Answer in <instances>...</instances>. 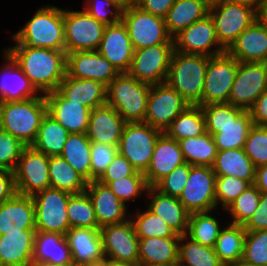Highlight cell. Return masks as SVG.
<instances>
[{"label":"cell","instance_id":"1f68e13d","mask_svg":"<svg viewBox=\"0 0 267 266\" xmlns=\"http://www.w3.org/2000/svg\"><path fill=\"white\" fill-rule=\"evenodd\" d=\"M57 90L66 99L82 103L91 110L106 104L107 87L92 79H78L65 75Z\"/></svg>","mask_w":267,"mask_h":266},{"label":"cell","instance_id":"836d02e7","mask_svg":"<svg viewBox=\"0 0 267 266\" xmlns=\"http://www.w3.org/2000/svg\"><path fill=\"white\" fill-rule=\"evenodd\" d=\"M33 261L60 266H73L66 237L59 233L36 231Z\"/></svg>","mask_w":267,"mask_h":266},{"label":"cell","instance_id":"ba28073f","mask_svg":"<svg viewBox=\"0 0 267 266\" xmlns=\"http://www.w3.org/2000/svg\"><path fill=\"white\" fill-rule=\"evenodd\" d=\"M122 23L127 28L134 50L157 44H174L165 19L143 11L136 4L123 11Z\"/></svg>","mask_w":267,"mask_h":266},{"label":"cell","instance_id":"74e56055","mask_svg":"<svg viewBox=\"0 0 267 266\" xmlns=\"http://www.w3.org/2000/svg\"><path fill=\"white\" fill-rule=\"evenodd\" d=\"M91 141L86 133L68 135L62 154L64 158L87 182H91Z\"/></svg>","mask_w":267,"mask_h":266},{"label":"cell","instance_id":"44dd1931","mask_svg":"<svg viewBox=\"0 0 267 266\" xmlns=\"http://www.w3.org/2000/svg\"><path fill=\"white\" fill-rule=\"evenodd\" d=\"M97 51L119 73H127L133 59L134 48L126 26L122 22L106 26Z\"/></svg>","mask_w":267,"mask_h":266},{"label":"cell","instance_id":"5bb4252c","mask_svg":"<svg viewBox=\"0 0 267 266\" xmlns=\"http://www.w3.org/2000/svg\"><path fill=\"white\" fill-rule=\"evenodd\" d=\"M16 192L34 196L51 187L49 178V156L26 146L14 170Z\"/></svg>","mask_w":267,"mask_h":266},{"label":"cell","instance_id":"6da1fadb","mask_svg":"<svg viewBox=\"0 0 267 266\" xmlns=\"http://www.w3.org/2000/svg\"><path fill=\"white\" fill-rule=\"evenodd\" d=\"M3 50L41 94L56 91L66 75L65 50L10 46Z\"/></svg>","mask_w":267,"mask_h":266},{"label":"cell","instance_id":"4fadbf2b","mask_svg":"<svg viewBox=\"0 0 267 266\" xmlns=\"http://www.w3.org/2000/svg\"><path fill=\"white\" fill-rule=\"evenodd\" d=\"M174 44H157L134 50L128 74L150 86L164 83L168 75Z\"/></svg>","mask_w":267,"mask_h":266},{"label":"cell","instance_id":"d6986e66","mask_svg":"<svg viewBox=\"0 0 267 266\" xmlns=\"http://www.w3.org/2000/svg\"><path fill=\"white\" fill-rule=\"evenodd\" d=\"M173 40L174 51L181 53L211 57L226 51L218 42L216 29L209 14L182 30Z\"/></svg>","mask_w":267,"mask_h":266},{"label":"cell","instance_id":"ab89813d","mask_svg":"<svg viewBox=\"0 0 267 266\" xmlns=\"http://www.w3.org/2000/svg\"><path fill=\"white\" fill-rule=\"evenodd\" d=\"M184 161L192 166L212 167L217 155V147L212 135L205 132L197 137L178 141Z\"/></svg>","mask_w":267,"mask_h":266},{"label":"cell","instance_id":"03108f58","mask_svg":"<svg viewBox=\"0 0 267 266\" xmlns=\"http://www.w3.org/2000/svg\"><path fill=\"white\" fill-rule=\"evenodd\" d=\"M110 1L116 4L123 11L128 10L131 6L136 4V0H110Z\"/></svg>","mask_w":267,"mask_h":266},{"label":"cell","instance_id":"9c48e42d","mask_svg":"<svg viewBox=\"0 0 267 266\" xmlns=\"http://www.w3.org/2000/svg\"><path fill=\"white\" fill-rule=\"evenodd\" d=\"M70 195L66 191L49 187L32 196L36 231L59 233L65 236L70 229L67 212Z\"/></svg>","mask_w":267,"mask_h":266},{"label":"cell","instance_id":"681fc988","mask_svg":"<svg viewBox=\"0 0 267 266\" xmlns=\"http://www.w3.org/2000/svg\"><path fill=\"white\" fill-rule=\"evenodd\" d=\"M242 261L251 266H267V230L246 232Z\"/></svg>","mask_w":267,"mask_h":266},{"label":"cell","instance_id":"816d5d0a","mask_svg":"<svg viewBox=\"0 0 267 266\" xmlns=\"http://www.w3.org/2000/svg\"><path fill=\"white\" fill-rule=\"evenodd\" d=\"M243 149L256 168L267 164V126L253 125Z\"/></svg>","mask_w":267,"mask_h":266},{"label":"cell","instance_id":"be15d7a7","mask_svg":"<svg viewBox=\"0 0 267 266\" xmlns=\"http://www.w3.org/2000/svg\"><path fill=\"white\" fill-rule=\"evenodd\" d=\"M254 185L261 193H267V164L256 168Z\"/></svg>","mask_w":267,"mask_h":266},{"label":"cell","instance_id":"e0dca14e","mask_svg":"<svg viewBox=\"0 0 267 266\" xmlns=\"http://www.w3.org/2000/svg\"><path fill=\"white\" fill-rule=\"evenodd\" d=\"M189 104L166 82L150 86L144 123L165 132Z\"/></svg>","mask_w":267,"mask_h":266},{"label":"cell","instance_id":"b9f144b4","mask_svg":"<svg viewBox=\"0 0 267 266\" xmlns=\"http://www.w3.org/2000/svg\"><path fill=\"white\" fill-rule=\"evenodd\" d=\"M206 132L205 116L201 106H188L180 113L165 130L175 140L197 137Z\"/></svg>","mask_w":267,"mask_h":266},{"label":"cell","instance_id":"11a10c76","mask_svg":"<svg viewBox=\"0 0 267 266\" xmlns=\"http://www.w3.org/2000/svg\"><path fill=\"white\" fill-rule=\"evenodd\" d=\"M118 153V146L91 142V181L98 180Z\"/></svg>","mask_w":267,"mask_h":266},{"label":"cell","instance_id":"bcb514c9","mask_svg":"<svg viewBox=\"0 0 267 266\" xmlns=\"http://www.w3.org/2000/svg\"><path fill=\"white\" fill-rule=\"evenodd\" d=\"M129 214L133 223L135 233L139 239L153 237H180L176 234L159 216L153 214L148 208L147 211L137 210L135 215Z\"/></svg>","mask_w":267,"mask_h":266},{"label":"cell","instance_id":"f1b7e54d","mask_svg":"<svg viewBox=\"0 0 267 266\" xmlns=\"http://www.w3.org/2000/svg\"><path fill=\"white\" fill-rule=\"evenodd\" d=\"M226 51L239 62L267 63V29L255 20Z\"/></svg>","mask_w":267,"mask_h":266},{"label":"cell","instance_id":"e7e4bbea","mask_svg":"<svg viewBox=\"0 0 267 266\" xmlns=\"http://www.w3.org/2000/svg\"><path fill=\"white\" fill-rule=\"evenodd\" d=\"M256 21L265 29H267V0L263 2L256 9Z\"/></svg>","mask_w":267,"mask_h":266},{"label":"cell","instance_id":"94428289","mask_svg":"<svg viewBox=\"0 0 267 266\" xmlns=\"http://www.w3.org/2000/svg\"><path fill=\"white\" fill-rule=\"evenodd\" d=\"M249 112L254 125L267 126V89L256 99Z\"/></svg>","mask_w":267,"mask_h":266},{"label":"cell","instance_id":"603a6c76","mask_svg":"<svg viewBox=\"0 0 267 266\" xmlns=\"http://www.w3.org/2000/svg\"><path fill=\"white\" fill-rule=\"evenodd\" d=\"M47 113L71 133H86L91 109L66 99L58 90L45 94Z\"/></svg>","mask_w":267,"mask_h":266},{"label":"cell","instance_id":"60d3db41","mask_svg":"<svg viewBox=\"0 0 267 266\" xmlns=\"http://www.w3.org/2000/svg\"><path fill=\"white\" fill-rule=\"evenodd\" d=\"M245 235L243 225L230 223L221 229L214 251L222 264L242 260Z\"/></svg>","mask_w":267,"mask_h":266},{"label":"cell","instance_id":"7dc6e473","mask_svg":"<svg viewBox=\"0 0 267 266\" xmlns=\"http://www.w3.org/2000/svg\"><path fill=\"white\" fill-rule=\"evenodd\" d=\"M108 185L111 191L122 201L126 202L135 200L147 192L149 186L147 184L144 173L136 171L133 175L126 176L115 181H99Z\"/></svg>","mask_w":267,"mask_h":266},{"label":"cell","instance_id":"6f0895ef","mask_svg":"<svg viewBox=\"0 0 267 266\" xmlns=\"http://www.w3.org/2000/svg\"><path fill=\"white\" fill-rule=\"evenodd\" d=\"M136 171L132 164L118 152L97 181H115L133 175Z\"/></svg>","mask_w":267,"mask_h":266},{"label":"cell","instance_id":"f6af8a7d","mask_svg":"<svg viewBox=\"0 0 267 266\" xmlns=\"http://www.w3.org/2000/svg\"><path fill=\"white\" fill-rule=\"evenodd\" d=\"M67 212L70 228L100 229L95 217L93 204L86 191L70 195Z\"/></svg>","mask_w":267,"mask_h":266},{"label":"cell","instance_id":"52a82bcc","mask_svg":"<svg viewBox=\"0 0 267 266\" xmlns=\"http://www.w3.org/2000/svg\"><path fill=\"white\" fill-rule=\"evenodd\" d=\"M218 42L227 50L237 37L256 20V9L241 3L223 0L209 6Z\"/></svg>","mask_w":267,"mask_h":266},{"label":"cell","instance_id":"db71d44e","mask_svg":"<svg viewBox=\"0 0 267 266\" xmlns=\"http://www.w3.org/2000/svg\"><path fill=\"white\" fill-rule=\"evenodd\" d=\"M84 3V10L106 26L122 22L123 10L110 0H85Z\"/></svg>","mask_w":267,"mask_h":266},{"label":"cell","instance_id":"277c9868","mask_svg":"<svg viewBox=\"0 0 267 266\" xmlns=\"http://www.w3.org/2000/svg\"><path fill=\"white\" fill-rule=\"evenodd\" d=\"M209 56L173 51L166 83L190 106H202L204 79Z\"/></svg>","mask_w":267,"mask_h":266},{"label":"cell","instance_id":"91938a15","mask_svg":"<svg viewBox=\"0 0 267 266\" xmlns=\"http://www.w3.org/2000/svg\"><path fill=\"white\" fill-rule=\"evenodd\" d=\"M176 0H136V5L143 11L165 18Z\"/></svg>","mask_w":267,"mask_h":266},{"label":"cell","instance_id":"ee69618b","mask_svg":"<svg viewBox=\"0 0 267 266\" xmlns=\"http://www.w3.org/2000/svg\"><path fill=\"white\" fill-rule=\"evenodd\" d=\"M221 226L212 211L192 213L186 235L199 244L214 248Z\"/></svg>","mask_w":267,"mask_h":266},{"label":"cell","instance_id":"8992f818","mask_svg":"<svg viewBox=\"0 0 267 266\" xmlns=\"http://www.w3.org/2000/svg\"><path fill=\"white\" fill-rule=\"evenodd\" d=\"M150 85L128 73H119L107 86L106 104L127 122H144Z\"/></svg>","mask_w":267,"mask_h":266},{"label":"cell","instance_id":"e575fe53","mask_svg":"<svg viewBox=\"0 0 267 266\" xmlns=\"http://www.w3.org/2000/svg\"><path fill=\"white\" fill-rule=\"evenodd\" d=\"M212 169L216 176H234L255 182L256 167L243 148L218 150Z\"/></svg>","mask_w":267,"mask_h":266},{"label":"cell","instance_id":"a7ac6f4b","mask_svg":"<svg viewBox=\"0 0 267 266\" xmlns=\"http://www.w3.org/2000/svg\"><path fill=\"white\" fill-rule=\"evenodd\" d=\"M234 3H241V4H246L249 5L255 9L263 2V0H228Z\"/></svg>","mask_w":267,"mask_h":266},{"label":"cell","instance_id":"83f0119b","mask_svg":"<svg viewBox=\"0 0 267 266\" xmlns=\"http://www.w3.org/2000/svg\"><path fill=\"white\" fill-rule=\"evenodd\" d=\"M65 237L73 266H81L105 257L100 229L72 227Z\"/></svg>","mask_w":267,"mask_h":266},{"label":"cell","instance_id":"f5cc1de1","mask_svg":"<svg viewBox=\"0 0 267 266\" xmlns=\"http://www.w3.org/2000/svg\"><path fill=\"white\" fill-rule=\"evenodd\" d=\"M25 147L19 139L0 128V169L14 172Z\"/></svg>","mask_w":267,"mask_h":266},{"label":"cell","instance_id":"30bf717a","mask_svg":"<svg viewBox=\"0 0 267 266\" xmlns=\"http://www.w3.org/2000/svg\"><path fill=\"white\" fill-rule=\"evenodd\" d=\"M161 130L144 122L126 123L118 152L139 172L145 173Z\"/></svg>","mask_w":267,"mask_h":266},{"label":"cell","instance_id":"3957f363","mask_svg":"<svg viewBox=\"0 0 267 266\" xmlns=\"http://www.w3.org/2000/svg\"><path fill=\"white\" fill-rule=\"evenodd\" d=\"M11 36L16 43L11 47L65 50L64 9L48 4L42 6Z\"/></svg>","mask_w":267,"mask_h":266},{"label":"cell","instance_id":"f35d334b","mask_svg":"<svg viewBox=\"0 0 267 266\" xmlns=\"http://www.w3.org/2000/svg\"><path fill=\"white\" fill-rule=\"evenodd\" d=\"M49 178L52 188L70 194L86 190L87 181L61 156L49 157Z\"/></svg>","mask_w":267,"mask_h":266},{"label":"cell","instance_id":"9a60e30c","mask_svg":"<svg viewBox=\"0 0 267 266\" xmlns=\"http://www.w3.org/2000/svg\"><path fill=\"white\" fill-rule=\"evenodd\" d=\"M104 256L113 263L139 266V238L130 219L100 228Z\"/></svg>","mask_w":267,"mask_h":266},{"label":"cell","instance_id":"8d00e7d4","mask_svg":"<svg viewBox=\"0 0 267 266\" xmlns=\"http://www.w3.org/2000/svg\"><path fill=\"white\" fill-rule=\"evenodd\" d=\"M69 134L63 125L46 113L31 147L49 157L60 156Z\"/></svg>","mask_w":267,"mask_h":266},{"label":"cell","instance_id":"34e18365","mask_svg":"<svg viewBox=\"0 0 267 266\" xmlns=\"http://www.w3.org/2000/svg\"><path fill=\"white\" fill-rule=\"evenodd\" d=\"M160 266H180L179 263H174V264H171V265H160Z\"/></svg>","mask_w":267,"mask_h":266},{"label":"cell","instance_id":"d590c367","mask_svg":"<svg viewBox=\"0 0 267 266\" xmlns=\"http://www.w3.org/2000/svg\"><path fill=\"white\" fill-rule=\"evenodd\" d=\"M208 13L209 5L204 0H176L164 18L167 31L174 38Z\"/></svg>","mask_w":267,"mask_h":266},{"label":"cell","instance_id":"7402d4cb","mask_svg":"<svg viewBox=\"0 0 267 266\" xmlns=\"http://www.w3.org/2000/svg\"><path fill=\"white\" fill-rule=\"evenodd\" d=\"M91 199L99 228L119 224L130 219L127 206L111 191L108 185L93 180L85 190Z\"/></svg>","mask_w":267,"mask_h":266},{"label":"cell","instance_id":"cb8c5ba5","mask_svg":"<svg viewBox=\"0 0 267 266\" xmlns=\"http://www.w3.org/2000/svg\"><path fill=\"white\" fill-rule=\"evenodd\" d=\"M23 230H36L32 196L15 193L0 203V236Z\"/></svg>","mask_w":267,"mask_h":266},{"label":"cell","instance_id":"484cf974","mask_svg":"<svg viewBox=\"0 0 267 266\" xmlns=\"http://www.w3.org/2000/svg\"><path fill=\"white\" fill-rule=\"evenodd\" d=\"M126 123L118 112L107 104L93 108L86 132L87 138L91 142L119 146Z\"/></svg>","mask_w":267,"mask_h":266},{"label":"cell","instance_id":"9f6ffc18","mask_svg":"<svg viewBox=\"0 0 267 266\" xmlns=\"http://www.w3.org/2000/svg\"><path fill=\"white\" fill-rule=\"evenodd\" d=\"M191 165L187 162L173 169L154 187L162 194L179 198L190 174Z\"/></svg>","mask_w":267,"mask_h":266},{"label":"cell","instance_id":"ffe728a7","mask_svg":"<svg viewBox=\"0 0 267 266\" xmlns=\"http://www.w3.org/2000/svg\"><path fill=\"white\" fill-rule=\"evenodd\" d=\"M119 74L115 67L97 50L66 54V75L78 79H92L106 87Z\"/></svg>","mask_w":267,"mask_h":266},{"label":"cell","instance_id":"6125c7cd","mask_svg":"<svg viewBox=\"0 0 267 266\" xmlns=\"http://www.w3.org/2000/svg\"><path fill=\"white\" fill-rule=\"evenodd\" d=\"M15 193L14 172L0 169V203L9 200Z\"/></svg>","mask_w":267,"mask_h":266},{"label":"cell","instance_id":"d4e9b609","mask_svg":"<svg viewBox=\"0 0 267 266\" xmlns=\"http://www.w3.org/2000/svg\"><path fill=\"white\" fill-rule=\"evenodd\" d=\"M185 163L177 140L162 132L157 139L149 167L144 173L149 187H154L177 166Z\"/></svg>","mask_w":267,"mask_h":266},{"label":"cell","instance_id":"680465c9","mask_svg":"<svg viewBox=\"0 0 267 266\" xmlns=\"http://www.w3.org/2000/svg\"><path fill=\"white\" fill-rule=\"evenodd\" d=\"M246 232L267 230V193H261L255 213L243 225Z\"/></svg>","mask_w":267,"mask_h":266},{"label":"cell","instance_id":"753ad0ef","mask_svg":"<svg viewBox=\"0 0 267 266\" xmlns=\"http://www.w3.org/2000/svg\"><path fill=\"white\" fill-rule=\"evenodd\" d=\"M110 266H132V265L113 263V262L110 260Z\"/></svg>","mask_w":267,"mask_h":266},{"label":"cell","instance_id":"7c38bea8","mask_svg":"<svg viewBox=\"0 0 267 266\" xmlns=\"http://www.w3.org/2000/svg\"><path fill=\"white\" fill-rule=\"evenodd\" d=\"M239 61L227 51L211 56L204 79L202 106L228 103Z\"/></svg>","mask_w":267,"mask_h":266},{"label":"cell","instance_id":"f546056e","mask_svg":"<svg viewBox=\"0 0 267 266\" xmlns=\"http://www.w3.org/2000/svg\"><path fill=\"white\" fill-rule=\"evenodd\" d=\"M147 196L151 202L147 208L159 216L178 235H185L188 230L190 213L184 208L178 198L162 194L155 187H149Z\"/></svg>","mask_w":267,"mask_h":266},{"label":"cell","instance_id":"89a4df30","mask_svg":"<svg viewBox=\"0 0 267 266\" xmlns=\"http://www.w3.org/2000/svg\"><path fill=\"white\" fill-rule=\"evenodd\" d=\"M29 266H60V265L50 264L45 261H32Z\"/></svg>","mask_w":267,"mask_h":266},{"label":"cell","instance_id":"4dcf8cb0","mask_svg":"<svg viewBox=\"0 0 267 266\" xmlns=\"http://www.w3.org/2000/svg\"><path fill=\"white\" fill-rule=\"evenodd\" d=\"M36 230L0 236V266H29L33 261Z\"/></svg>","mask_w":267,"mask_h":266},{"label":"cell","instance_id":"7a4b0ae2","mask_svg":"<svg viewBox=\"0 0 267 266\" xmlns=\"http://www.w3.org/2000/svg\"><path fill=\"white\" fill-rule=\"evenodd\" d=\"M201 109L205 116L206 132L212 135L217 150L244 148L254 125L249 111L230 103L207 104Z\"/></svg>","mask_w":267,"mask_h":266},{"label":"cell","instance_id":"f907efd6","mask_svg":"<svg viewBox=\"0 0 267 266\" xmlns=\"http://www.w3.org/2000/svg\"><path fill=\"white\" fill-rule=\"evenodd\" d=\"M252 184L234 176H216V207L220 204L226 209L242 192Z\"/></svg>","mask_w":267,"mask_h":266},{"label":"cell","instance_id":"7bdbcfd3","mask_svg":"<svg viewBox=\"0 0 267 266\" xmlns=\"http://www.w3.org/2000/svg\"><path fill=\"white\" fill-rule=\"evenodd\" d=\"M178 263L180 266H222L214 248L199 244L186 234L180 236Z\"/></svg>","mask_w":267,"mask_h":266},{"label":"cell","instance_id":"2e32d148","mask_svg":"<svg viewBox=\"0 0 267 266\" xmlns=\"http://www.w3.org/2000/svg\"><path fill=\"white\" fill-rule=\"evenodd\" d=\"M215 184L216 175L212 167L191 165L189 177L178 200L190 214L218 209Z\"/></svg>","mask_w":267,"mask_h":266},{"label":"cell","instance_id":"8fae6325","mask_svg":"<svg viewBox=\"0 0 267 266\" xmlns=\"http://www.w3.org/2000/svg\"><path fill=\"white\" fill-rule=\"evenodd\" d=\"M106 25L85 10L64 9L65 52L94 51L99 48Z\"/></svg>","mask_w":267,"mask_h":266},{"label":"cell","instance_id":"8c879c8a","mask_svg":"<svg viewBox=\"0 0 267 266\" xmlns=\"http://www.w3.org/2000/svg\"><path fill=\"white\" fill-rule=\"evenodd\" d=\"M209 6L222 2L223 0H204Z\"/></svg>","mask_w":267,"mask_h":266},{"label":"cell","instance_id":"d6a6232c","mask_svg":"<svg viewBox=\"0 0 267 266\" xmlns=\"http://www.w3.org/2000/svg\"><path fill=\"white\" fill-rule=\"evenodd\" d=\"M180 237L139 239V266L178 263Z\"/></svg>","mask_w":267,"mask_h":266},{"label":"cell","instance_id":"2644e50d","mask_svg":"<svg viewBox=\"0 0 267 266\" xmlns=\"http://www.w3.org/2000/svg\"><path fill=\"white\" fill-rule=\"evenodd\" d=\"M222 266H249V265L241 260L237 262L224 263L222 264Z\"/></svg>","mask_w":267,"mask_h":266},{"label":"cell","instance_id":"4316f807","mask_svg":"<svg viewBox=\"0 0 267 266\" xmlns=\"http://www.w3.org/2000/svg\"><path fill=\"white\" fill-rule=\"evenodd\" d=\"M2 52L6 62L4 67L0 68V102L21 101L40 96L41 93L12 57L7 52Z\"/></svg>","mask_w":267,"mask_h":266},{"label":"cell","instance_id":"5b68a950","mask_svg":"<svg viewBox=\"0 0 267 266\" xmlns=\"http://www.w3.org/2000/svg\"><path fill=\"white\" fill-rule=\"evenodd\" d=\"M46 113L44 94L21 101L0 102V128L31 146Z\"/></svg>","mask_w":267,"mask_h":266},{"label":"cell","instance_id":"c3c4849f","mask_svg":"<svg viewBox=\"0 0 267 266\" xmlns=\"http://www.w3.org/2000/svg\"><path fill=\"white\" fill-rule=\"evenodd\" d=\"M261 192L254 184L242 192L225 210L229 212L233 224L244 225L255 213Z\"/></svg>","mask_w":267,"mask_h":266},{"label":"cell","instance_id":"ac0fdd59","mask_svg":"<svg viewBox=\"0 0 267 266\" xmlns=\"http://www.w3.org/2000/svg\"><path fill=\"white\" fill-rule=\"evenodd\" d=\"M266 89L267 63L239 62L228 103L249 111Z\"/></svg>","mask_w":267,"mask_h":266},{"label":"cell","instance_id":"003e7915","mask_svg":"<svg viewBox=\"0 0 267 266\" xmlns=\"http://www.w3.org/2000/svg\"><path fill=\"white\" fill-rule=\"evenodd\" d=\"M81 266H110V259L107 257H103L100 260L92 261Z\"/></svg>","mask_w":267,"mask_h":266}]
</instances>
